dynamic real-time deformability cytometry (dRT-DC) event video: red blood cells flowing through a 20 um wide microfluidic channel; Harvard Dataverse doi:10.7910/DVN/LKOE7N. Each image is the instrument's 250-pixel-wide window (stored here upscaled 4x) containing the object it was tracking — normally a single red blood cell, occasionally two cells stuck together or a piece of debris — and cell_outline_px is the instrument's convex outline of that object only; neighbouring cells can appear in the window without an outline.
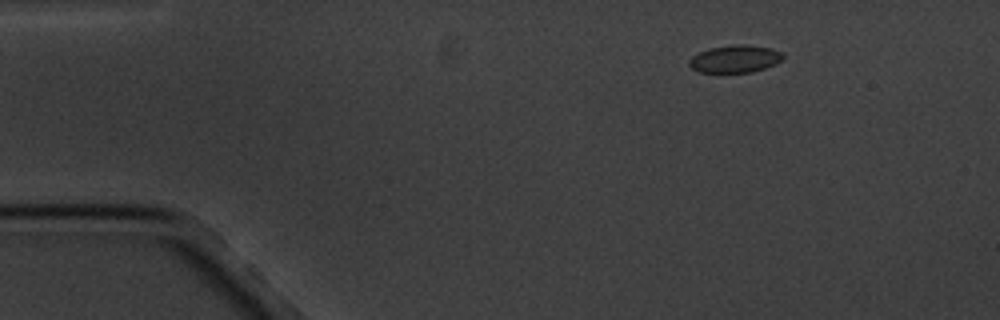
{"species": "common noctule bat (a hibernating species)", "species_latin": "Nyctalus noctula", "temperature_condition": "cold", "stored_images_in_passage": 7, "camera_frame_rate_fps": 3000, "um_per_image_px": 0.085, "animal": {"sex": "male", "body_mass_g": 20.1, "forearm_length_mm": 53.5}, "frame": {"image": 1, "passage_image": 1, "time_ms": 0.0, "image_size_px": [1000, 320], "cell_outline_px": [[784, 56], [776, 64], [752, 72], [700, 72], [692, 68], [688, 64], [688, 60], [692, 56], [708, 48], [736, 44], [744, 44], [772, 48], [780, 52]], "centroid_in_image_um": [62.46, 5.0], "position_along_channel_um": 22.5, "area_um2": 14.97}}
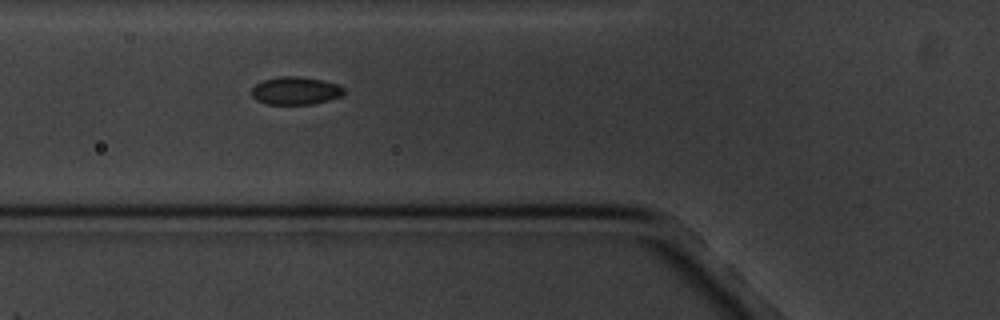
{"frame": {"image": 2, "passage_image": 5, "time_ms": 4.333, "image_size_px": [1000, 320], "cell_outline_px": [[344, 92], [340, 96], [328, 100], [312, 104], [268, 104], [256, 100], [252, 96], [252, 88], [256, 84], [264, 80], [276, 76], [300, 76], [320, 80], [336, 84], [344, 88]], "centroid_in_image_um": [25.09, 7.71], "position_along_channel_um": 100.7, "area_um2": 14.85}}
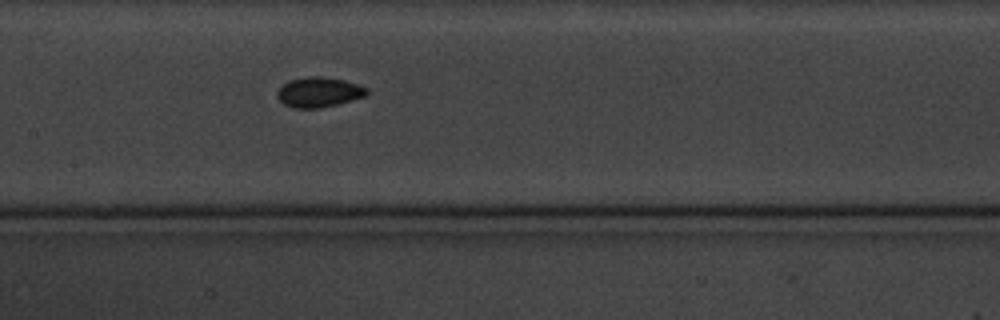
{"frame": {"image": 3, "passage_image": 7, "time_ms": 6.667, "image_size_px": [1000, 320], "cell_outline_px": [[368, 92], [364, 96], [336, 104], [316, 108], [292, 108], [284, 104], [276, 96], [276, 92], [288, 80], [304, 76], [320, 76], [344, 80], [368, 88]], "centroid_in_image_um": [27.05, 7.82], "position_along_channel_um": 180.3, "area_um2": 15.55}}